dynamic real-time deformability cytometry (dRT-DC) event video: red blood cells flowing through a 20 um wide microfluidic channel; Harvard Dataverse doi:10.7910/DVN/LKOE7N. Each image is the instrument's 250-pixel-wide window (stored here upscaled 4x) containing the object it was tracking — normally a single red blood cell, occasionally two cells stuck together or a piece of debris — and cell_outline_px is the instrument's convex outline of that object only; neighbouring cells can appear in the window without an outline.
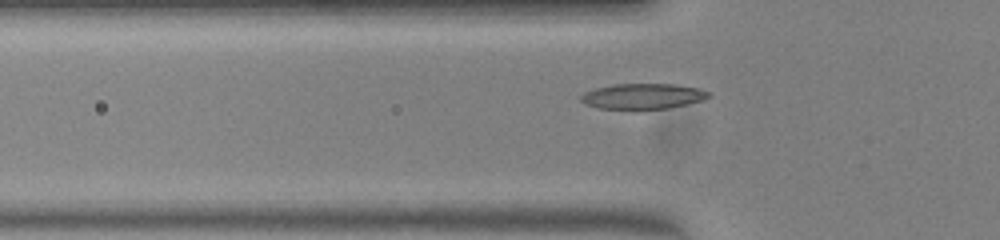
{"species": "common noctule bat (a hibernating species)", "species_latin": "Nyctalus noctula", "temperature_condition": "warm", "stored_images_in_passage": 35, "camera_frame_rate_fps": 3000, "um_per_image_px": 0.085, "animal": {"sex": "female", "body_mass_g": 23.0, "forearm_length_mm": 53.4}, "frame": {"image": 1, "passage_image": 3, "time_ms": 0.667, "image_size_px": [1000, 240], "cell_outline_px": [[712, 96], [700, 100], [668, 108], [600, 108], [584, 104], [580, 100], [580, 96], [584, 92], [596, 88], [616, 84], [672, 84], [700, 88], [708, 92]], "centroid_in_image_um": [54.61, 8.16], "position_along_channel_um": 71.2, "area_um2": 18.55}}
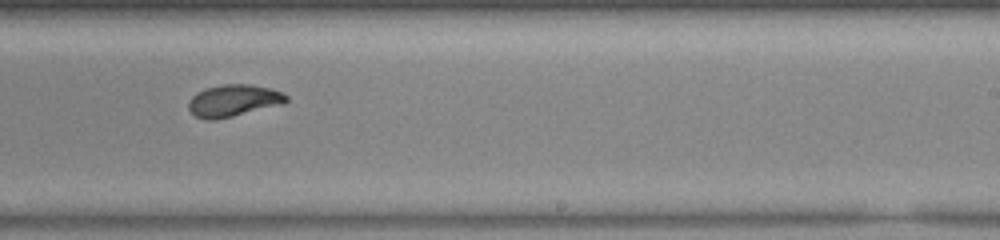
{"frame": {"image": 2, "passage_image": 18, "time_ms": 5.667, "image_size_px": [1000, 240], "cell_outline_px": [[288, 100], [284, 104], [216, 120], [204, 120], [196, 116], [188, 108], [188, 100], [196, 92], [204, 88], [224, 84], [252, 84], [272, 88], [288, 96]], "centroid_in_image_um": [19.84, 8.55], "position_along_channel_um": 269.2, "area_um2": 18.44}}
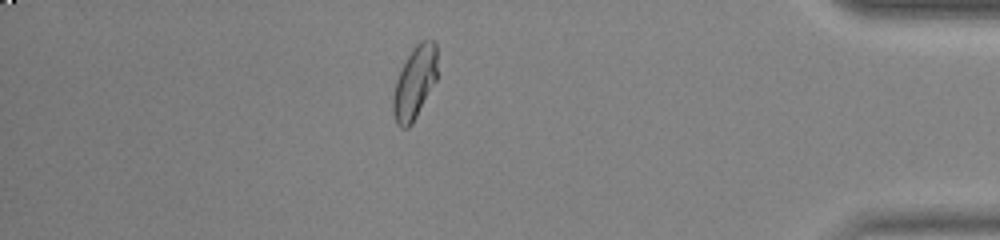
{"frame": {"image": 3, "passage_image": 31, "time_ms": 10.0, "image_size_px": [1000, 240], "cell_outline_px": [[436, 80], [412, 124], [408, 128], [400, 128], [396, 124], [392, 112], [392, 96], [396, 80], [412, 48], [420, 40], [432, 40], [436, 44]], "centroid_in_image_um": [35.22, 7.06], "position_along_channel_um": 400.0, "area_um2": 18.61}}